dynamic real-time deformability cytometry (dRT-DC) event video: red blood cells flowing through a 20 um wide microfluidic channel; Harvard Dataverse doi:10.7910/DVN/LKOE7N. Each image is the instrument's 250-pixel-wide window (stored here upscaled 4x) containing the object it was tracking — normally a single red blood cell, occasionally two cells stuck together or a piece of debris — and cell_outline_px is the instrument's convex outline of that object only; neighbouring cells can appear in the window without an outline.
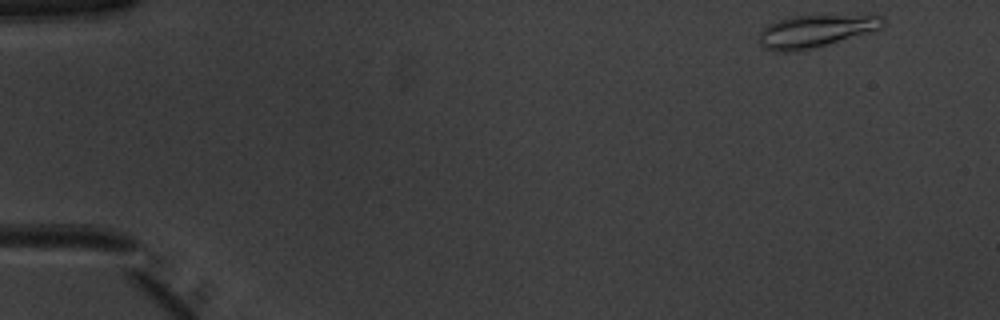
{"species": "common noctule bat (a hibernating species)", "species_latin": "Nyctalus noctula", "temperature_condition": "warm", "stored_images_in_passage": 11, "camera_frame_rate_fps": 3000, "um_per_image_px": 0.085, "animal": {"sex": "male", "body_mass_g": 20.1, "forearm_length_mm": 53.5}, "frame": {"image": 1, "passage_image": 1, "time_ms": 0.0, "image_size_px": [1000, 320], "cell_outline_px": [[884, 24], [880, 28], [812, 48], [784, 52], [776, 52], [760, 44], [760, 32], [768, 24], [776, 20], [792, 16], [884, 16]], "centroid_in_image_um": [69.25, 2.63], "position_along_channel_um": 15.8, "area_um2": 22.48}}